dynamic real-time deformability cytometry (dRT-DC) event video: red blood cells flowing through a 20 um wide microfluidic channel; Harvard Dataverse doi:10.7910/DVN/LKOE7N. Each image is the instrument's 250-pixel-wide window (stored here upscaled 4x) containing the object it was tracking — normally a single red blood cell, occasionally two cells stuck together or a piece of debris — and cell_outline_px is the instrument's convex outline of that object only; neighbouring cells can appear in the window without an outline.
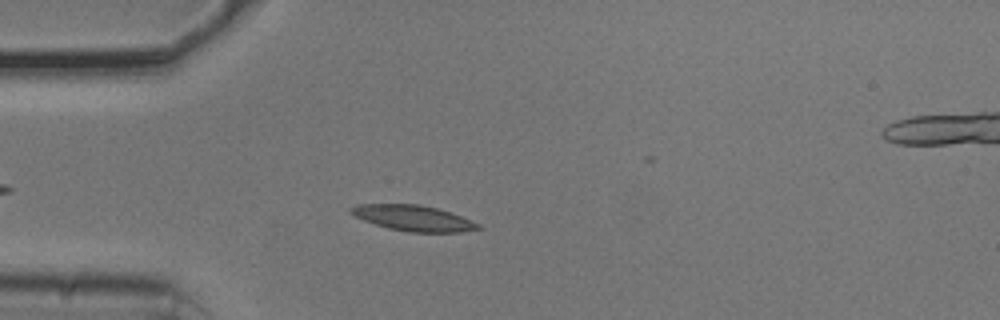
{"species": "common noctule bat (a hibernating species)", "species_latin": "Nyctalus noctula", "temperature_condition": "cold", "stored_images_in_passage": 49, "camera_frame_rate_fps": 3000, "um_per_image_px": 0.085, "animal": {"sex": "male", "body_mass_g": 20.5, "forearm_length_mm": 52.5}, "frame": {"image": 1, "passage_image": 9, "time_ms": 2.667, "image_size_px": [1000, 320], "cell_outline_px": [[484, 228], [460, 232], [408, 232], [388, 228], [364, 220], [348, 212], [348, 208], [356, 204], [420, 204], [436, 208], [472, 220], [480, 224]], "centroid_in_image_um": [35.12, 18.53], "position_along_channel_um": 49.9, "area_um2": 19.02}}
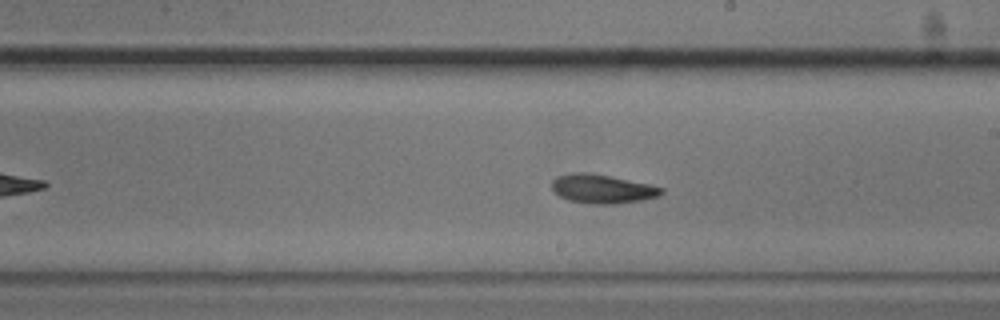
{"frame": {"image": 2, "passage_image": 25, "time_ms": 8.0, "image_size_px": [1000, 320], "cell_outline_px": [[664, 192], [656, 196], [640, 200], [616, 204], [592, 204], [568, 200], [560, 196], [552, 188], [552, 180], [556, 176], [572, 172], [584, 172], [608, 176], [648, 184], [664, 188]], "centroid_in_image_um": [51.15, 16.05], "position_along_channel_um": 237.8, "area_um2": 18.21}}
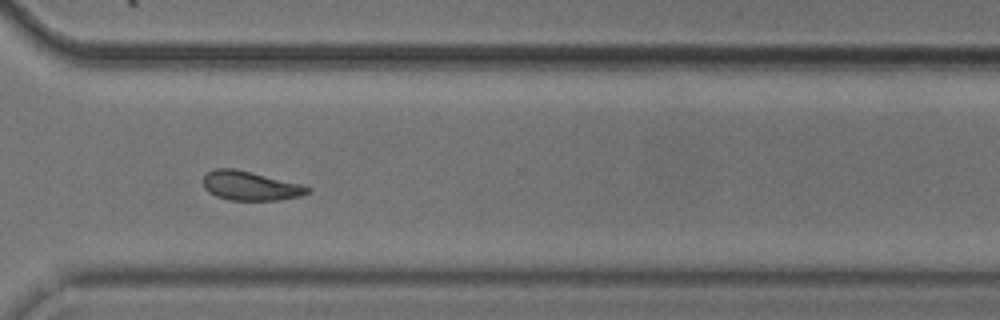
{"frame": {"image": 3, "passage_image": 34, "time_ms": 11.0, "image_size_px": [1000, 320], "cell_outline_px": [[312, 192], [300, 196], [280, 200], [228, 200], [216, 196], [208, 192], [204, 188], [204, 176], [208, 172], [216, 168], [236, 168], [304, 184], [312, 188]], "centroid_in_image_um": [21.33, 15.79], "position_along_channel_um": 349.3, "area_um2": 18.09}, "authors_computed_cell_mechanics": {"area_um2": 18.0914, "velocity_mm_per_s": 3.731, "shape_relaxation_time_tau1_ms": 3.2654, "shape_relaxation_time_tau2_ms": 9.002, "deformation_change_tau1": 0.114, "deformation_change_tau2": 0.1279}}